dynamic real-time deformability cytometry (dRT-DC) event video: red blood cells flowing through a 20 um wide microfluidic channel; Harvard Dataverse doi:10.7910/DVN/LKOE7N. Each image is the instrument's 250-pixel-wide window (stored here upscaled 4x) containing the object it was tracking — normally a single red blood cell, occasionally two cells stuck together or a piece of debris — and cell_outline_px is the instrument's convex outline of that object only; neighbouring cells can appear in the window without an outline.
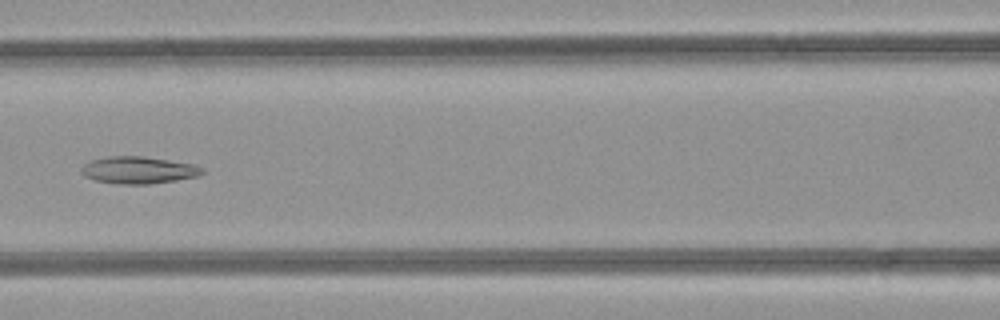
{"species": "common noctule bat (a hibernating species)", "species_latin": "Nyctalus noctula", "temperature_condition": "room temperature", "stored_images_in_passage": 16, "camera_frame_rate_fps": 3000, "um_per_image_px": 0.085, "animal": {"sex": "female", "body_mass_g": 21.9}, "frame": {"image": 1, "passage_image": 10, "time_ms": 3.0, "image_size_px": [1000, 320], "cell_outline_px": [[204, 172], [196, 176], [176, 180], [148, 184], [124, 184], [96, 180], [84, 176], [80, 172], [80, 168], [84, 164], [92, 160], [108, 156], [144, 156], [196, 164], [204, 168]], "centroid_in_image_um": [11.78, 14.44], "position_along_channel_um": 154.8, "area_um2": 19.07}}